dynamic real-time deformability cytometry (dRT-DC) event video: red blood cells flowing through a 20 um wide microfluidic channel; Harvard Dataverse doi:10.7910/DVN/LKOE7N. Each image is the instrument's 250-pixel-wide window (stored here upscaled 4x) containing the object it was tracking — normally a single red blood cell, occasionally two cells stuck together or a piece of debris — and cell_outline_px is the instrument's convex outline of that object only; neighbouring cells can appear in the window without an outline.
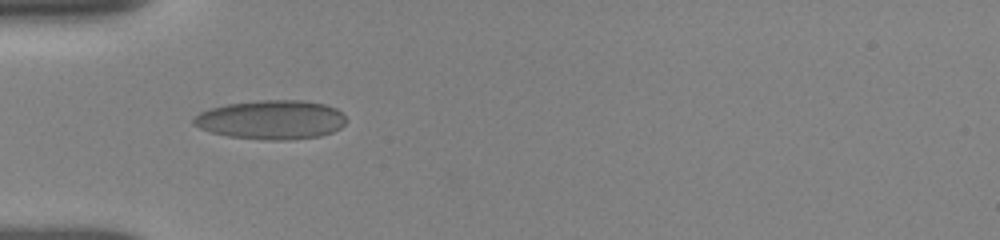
{"species": "human", "species_latin": "Homo sapiens", "temperature_condition": "room temperature", "stored_images_in_passage": 33, "camera_frame_rate_fps": 3000, "um_per_image_px": 0.085, "donor": {"sex": "female"}, "frame": {"image": 1, "passage_image": 1, "time_ms": 0.0, "image_size_px": [1000, 240], "cell_outline_px": [[348, 120], [340, 128], [332, 132], [320, 136], [288, 140], [264, 140], [228, 136], [212, 132], [200, 128], [192, 124], [192, 116], [208, 108], [224, 104], [260, 100], [300, 100], [324, 104], [336, 108]], "centroid_in_image_um": [23.02, 10.17], "position_along_channel_um": 62.0, "area_um2": 35.03}}
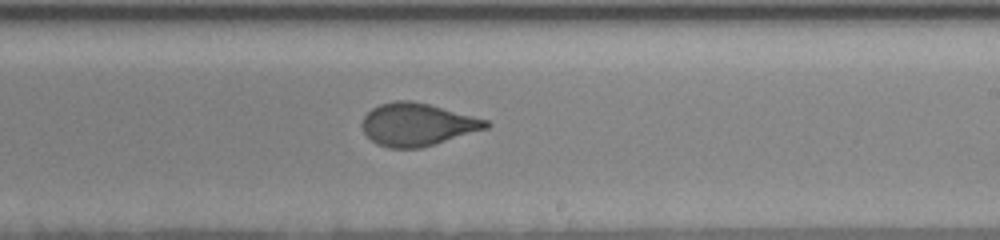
{"frame": {"image": 2, "passage_image": 15, "time_ms": 5.0, "image_size_px": [1000, 240], "cell_outline_px": [[492, 124], [488, 128], [420, 148], [388, 148], [376, 144], [364, 132], [360, 124], [364, 116], [372, 108], [380, 104], [396, 100], [412, 100], [428, 104], [488, 120]], "centroid_in_image_um": [35.45, 10.58], "position_along_channel_um": 253.6, "area_um2": 30.69}}
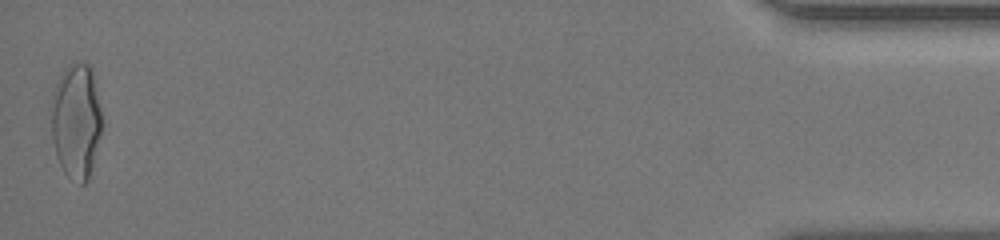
{"frame": {"image": 3, "passage_image": 33, "time_ms": 11.667, "image_size_px": [1000, 240], "cell_outline_px": [[100, 132], [88, 180], [84, 184], [80, 184], [68, 176], [64, 172], [56, 156], [52, 136], [48, 104], [52, 88], [64, 68], [72, 60], [80, 60], [88, 64], [92, 68], [100, 108]], "centroid_in_image_um": [6.4, 10.18], "position_along_channel_um": 428.8, "area_um2": 34.62}, "authors_computed_cell_mechanics": {"area_um2": 31.1542, "velocity_mm_per_s": 3.8831, "shape_relaxation_time_tau1_ms": 3.8593, "shape_relaxation_time_tau2_ms": null, "deformation_change_tau1": 0.1414, "deformation_change_tau2": null}}